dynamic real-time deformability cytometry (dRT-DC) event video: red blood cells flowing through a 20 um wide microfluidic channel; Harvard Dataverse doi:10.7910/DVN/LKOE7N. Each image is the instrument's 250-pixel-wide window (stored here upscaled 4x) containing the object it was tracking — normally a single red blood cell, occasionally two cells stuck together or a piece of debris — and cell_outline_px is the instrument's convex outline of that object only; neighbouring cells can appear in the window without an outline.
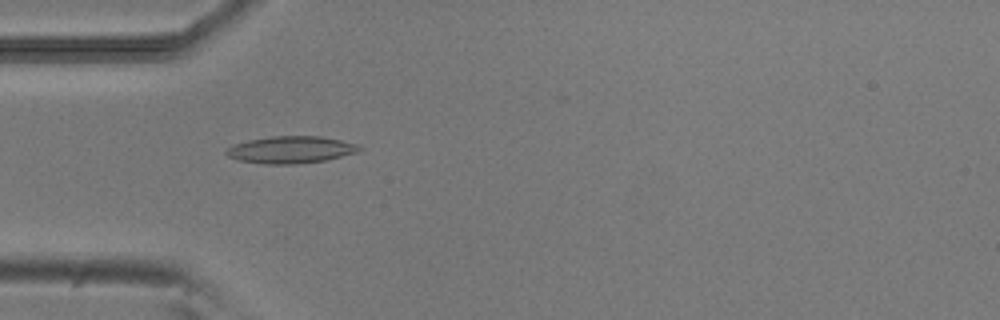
{"species": "common noctule bat (a hibernating species)", "species_latin": "Nyctalus noctula", "temperature_condition": "room temperature", "stored_images_in_passage": 22, "camera_frame_rate_fps": 3000, "um_per_image_px": 0.085, "animal": {"sex": "male", "body_mass_g": 20.5, "forearm_length_mm": 52.5}, "frame": {"image": 1, "passage_image": 15, "time_ms": 4.667, "image_size_px": [1000, 320], "cell_outline_px": [[364, 148], [356, 152], [324, 160], [296, 164], [264, 164], [240, 160], [228, 156], [224, 152], [232, 144], [248, 140], [272, 136], [320, 136], [340, 140], [356, 144]], "centroid_in_image_um": [24.68, 12.72], "position_along_channel_um": 60.3, "area_um2": 20.81}}
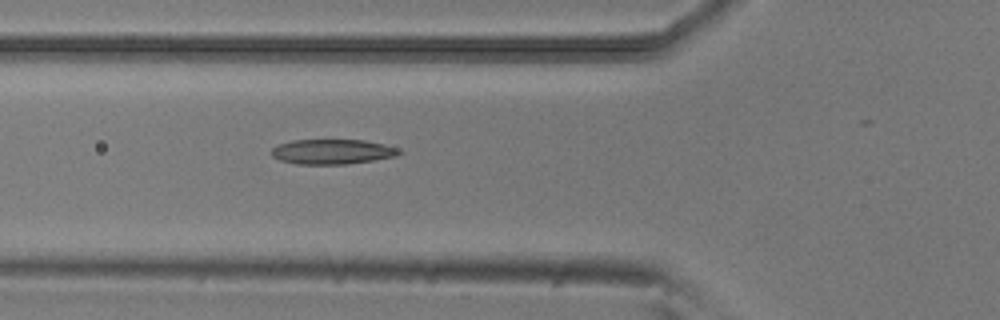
{"frame": {"image": 2, "passage_image": 18, "time_ms": 5.667, "image_size_px": [1000, 320], "cell_outline_px": [[404, 152], [392, 156], [372, 160], [344, 164], [296, 164], [280, 160], [272, 156], [272, 148], [276, 144], [292, 140], [364, 140], [384, 144], [396, 148]], "centroid_in_image_um": [28.18, 12.88], "position_along_channel_um": 97.6, "area_um2": 18.38}}
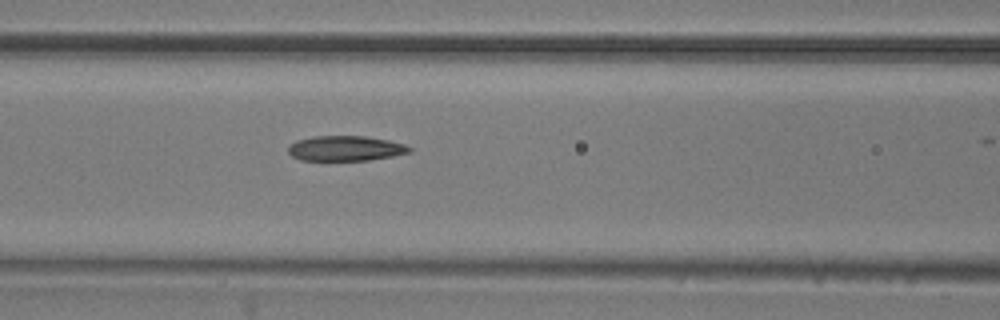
{"frame": {"image": 3, "passage_image": 21, "time_ms": 6.667, "image_size_px": [1000, 320], "cell_outline_px": [[412, 152], [392, 156], [368, 160], [300, 160], [292, 156], [288, 152], [288, 148], [296, 140], [312, 136], [364, 136], [388, 140], [404, 144], [412, 148]], "centroid_in_image_um": [29.37, 12.61], "position_along_channel_um": 137.2, "area_um2": 17.69}}